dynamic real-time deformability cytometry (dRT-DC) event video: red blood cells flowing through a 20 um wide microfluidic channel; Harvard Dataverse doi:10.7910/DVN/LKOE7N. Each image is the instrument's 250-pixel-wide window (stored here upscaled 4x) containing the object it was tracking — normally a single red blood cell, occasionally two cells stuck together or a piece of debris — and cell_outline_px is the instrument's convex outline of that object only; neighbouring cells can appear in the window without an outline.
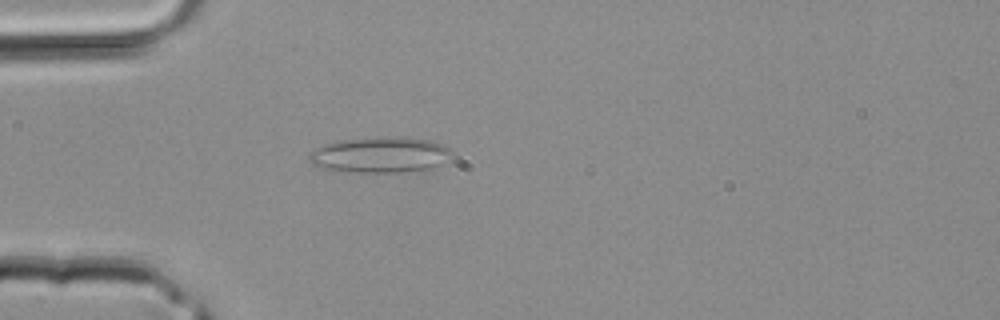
{"species": "common noctule bat (a hibernating species)", "species_latin": "Nyctalus noctula", "temperature_condition": "room temperature", "stored_images_in_passage": 24, "camera_frame_rate_fps": 3000, "um_per_image_px": 0.085, "animal": {"sex": "male", "body_mass_g": 20.4}, "frame": {"image": 1, "passage_image": 11, "time_ms": 3.333, "image_size_px": [1000, 320], "cell_outline_px": [[452, 156], [428, 168], [404, 172], [340, 172], [324, 168], [312, 164], [308, 160], [308, 156], [316, 148], [340, 140], [396, 136], [404, 136], [432, 140], [448, 148], [452, 152]], "centroid_in_image_um": [32.29, 13.16], "position_along_channel_um": 52.7, "area_um2": 29.48}}
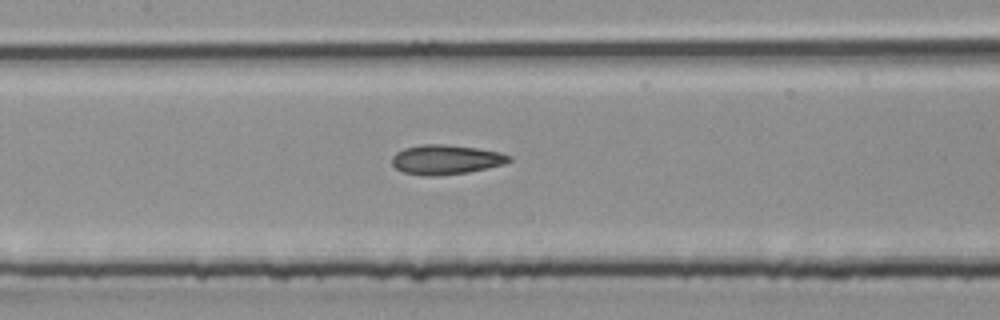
{"frame": {"image": 2, "passage_image": 18, "time_ms": 5.667, "image_size_px": [1000, 320], "cell_outline_px": [[512, 160], [504, 164], [468, 172], [440, 176], [424, 176], [404, 172], [396, 168], [392, 164], [392, 156], [396, 152], [404, 148], [424, 144], [444, 144], [476, 148], [500, 152], [512, 156]], "centroid_in_image_um": [37.9, 13.57], "position_along_channel_um": 169.5, "area_um2": 20.23}}
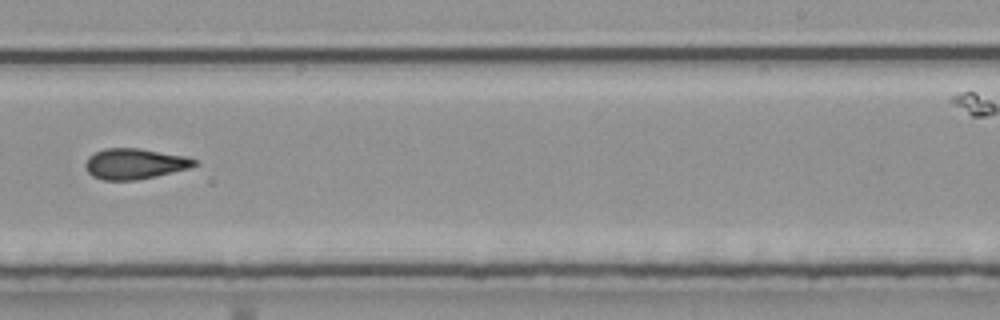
{"frame": {"image": 3, "passage_image": 24, "time_ms": 7.667, "image_size_px": [1000, 320], "cell_outline_px": [[200, 164], [188, 168], [156, 176], [136, 180], [104, 180], [92, 176], [88, 172], [84, 164], [88, 156], [104, 148], [136, 148], [184, 156], [200, 160]], "centroid_in_image_um": [11.45, 13.92], "position_along_channel_um": 277.6, "area_um2": 19.42}}